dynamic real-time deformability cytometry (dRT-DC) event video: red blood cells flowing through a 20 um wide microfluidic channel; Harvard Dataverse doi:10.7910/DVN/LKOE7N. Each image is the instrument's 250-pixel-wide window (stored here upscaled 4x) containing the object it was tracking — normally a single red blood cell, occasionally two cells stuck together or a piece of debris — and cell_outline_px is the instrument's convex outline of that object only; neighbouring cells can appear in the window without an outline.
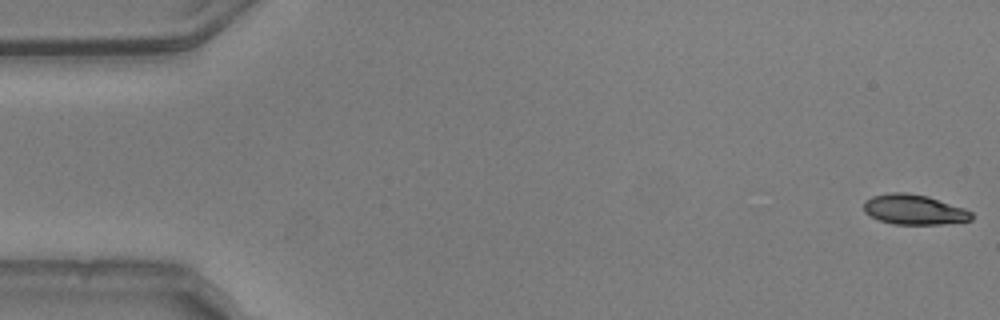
{"species": "common noctule bat (a hibernating species)", "species_latin": "Nyctalus noctula", "temperature_condition": "warm", "stored_images_in_passage": 16, "camera_frame_rate_fps": 3000, "um_per_image_px": 0.085, "animal": {"sex": "male", "body_mass_g": 20.5, "forearm_length_mm": 52.5}, "frame": {"image": 1, "passage_image": 1, "time_ms": 0.0, "image_size_px": [1000, 320], "cell_outline_px": [[972, 220], [940, 224], [892, 224], [880, 220], [864, 212], [864, 200], [872, 196], [892, 192], [904, 192], [928, 196], [964, 208], [972, 212]], "centroid_in_image_um": [77.68, 17.81], "position_along_channel_um": 7.3, "area_um2": 18.79}}
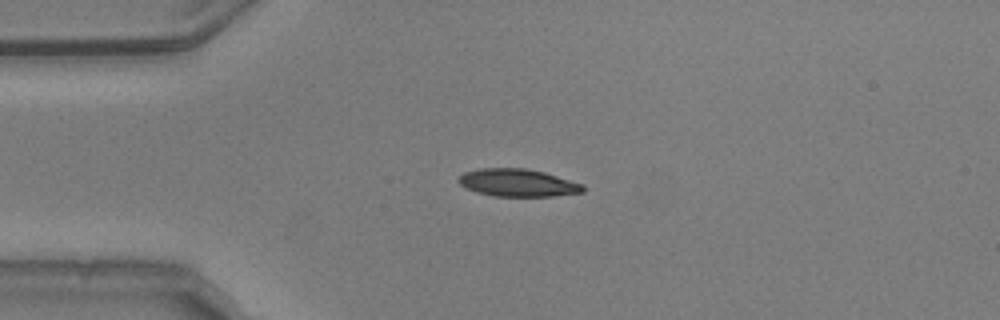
{"frame": {"image": 2, "passage_image": 13, "time_ms": 4.0, "image_size_px": [1000, 320], "cell_outline_px": [[584, 192], [552, 196], [492, 196], [476, 192], [460, 184], [456, 180], [464, 172], [480, 168], [524, 168], [544, 172], [584, 184]], "centroid_in_image_um": [44.01, 15.53], "position_along_channel_um": 41.0, "area_um2": 20.0}}